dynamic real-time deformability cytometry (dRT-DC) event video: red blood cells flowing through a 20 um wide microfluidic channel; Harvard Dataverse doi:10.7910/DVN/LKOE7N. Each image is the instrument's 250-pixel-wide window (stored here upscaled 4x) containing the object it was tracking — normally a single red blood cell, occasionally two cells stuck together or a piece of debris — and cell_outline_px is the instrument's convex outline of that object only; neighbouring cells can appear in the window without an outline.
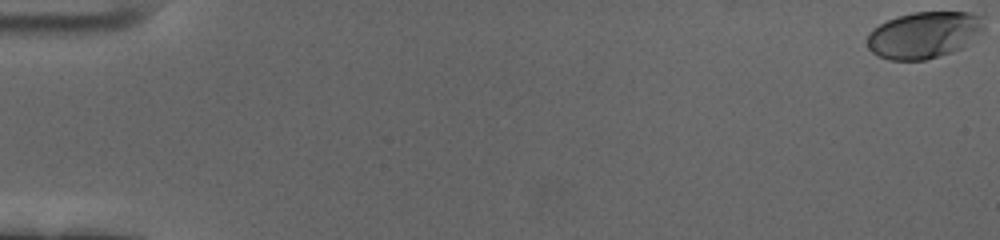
{"species": "human", "species_latin": "Homo sapiens", "temperature_condition": "cold", "stored_images_in_passage": 35, "camera_frame_rate_fps": 3000, "um_per_image_px": 0.085, "donor": {"sex": "female"}, "frame": {"image": 1, "passage_image": 1, "time_ms": 0.0, "image_size_px": [1000, 240], "cell_outline_px": [[984, 28], [960, 48], [952, 52], [924, 60], [888, 60], [876, 56], [868, 48], [868, 32], [872, 28], [888, 20], [912, 12], [968, 12], [984, 16]], "centroid_in_image_um": [78.5, 2.96], "position_along_channel_um": 6.5, "area_um2": 31.56}}
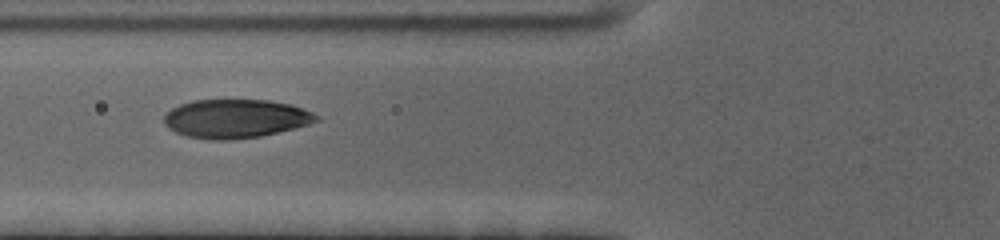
{"frame": {"image": 2, "passage_image": 25, "time_ms": 8.0, "image_size_px": [1000, 240], "cell_outline_px": [[320, 120], [308, 124], [260, 136], [228, 140], [212, 140], [188, 136], [176, 132], [168, 128], [164, 124], [164, 116], [172, 108], [180, 104], [192, 100], [268, 100], [288, 104], [312, 112], [320, 116]], "centroid_in_image_um": [20.0, 10.08], "position_along_channel_um": 105.8, "area_um2": 34.04}}
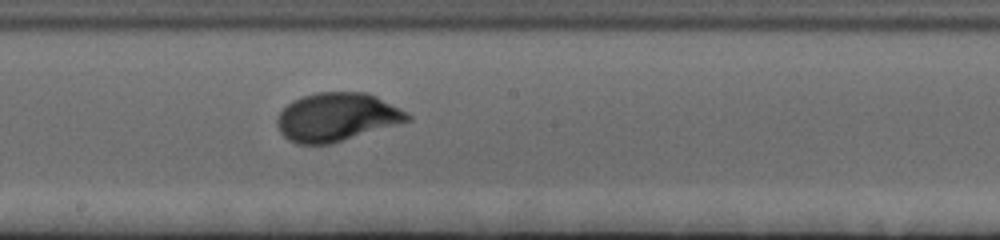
{"frame": {"image": 3, "passage_image": 35, "time_ms": 11.333, "image_size_px": [1000, 240], "cell_outline_px": [[412, 120], [332, 144], [296, 144], [288, 140], [280, 132], [276, 124], [276, 120], [280, 112], [292, 100], [316, 92], [368, 92], [408, 112], [412, 116]], "centroid_in_image_um": [28.64, 9.96], "position_along_channel_um": 219.6, "area_um2": 36.99}}